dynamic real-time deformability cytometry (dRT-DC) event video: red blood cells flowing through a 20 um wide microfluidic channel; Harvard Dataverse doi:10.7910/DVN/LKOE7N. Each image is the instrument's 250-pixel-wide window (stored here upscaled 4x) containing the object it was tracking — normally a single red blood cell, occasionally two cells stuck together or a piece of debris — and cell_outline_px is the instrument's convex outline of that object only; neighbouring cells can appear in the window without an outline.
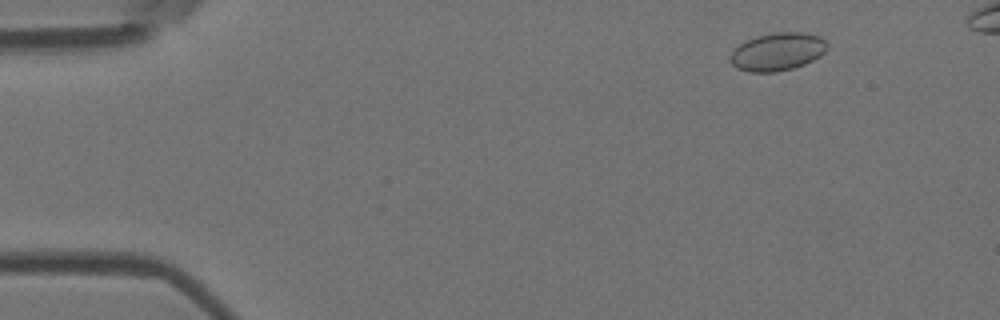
{"species": "Egyptian fruit bat (a non-hibernating species)", "species_latin": "Rousettus aegyptiacus", "temperature_condition": "room temperature", "stored_images_in_passage": 6, "camera_frame_rate_fps": 3000, "um_per_image_px": 0.085, "animal": {"sex": "female"}, "frame": {"image": 1, "passage_image": 2, "time_ms": 0.333, "image_size_px": [1000, 320], "cell_outline_px": [[828, 48], [820, 56], [804, 64], [792, 68], [776, 72], [748, 72], [736, 68], [728, 60], [732, 52], [740, 44], [756, 36], [772, 32], [804, 32], [820, 36], [828, 44]], "centroid_in_image_um": [66.09, 4.39], "position_along_channel_um": 18.9, "area_um2": 21.5}}